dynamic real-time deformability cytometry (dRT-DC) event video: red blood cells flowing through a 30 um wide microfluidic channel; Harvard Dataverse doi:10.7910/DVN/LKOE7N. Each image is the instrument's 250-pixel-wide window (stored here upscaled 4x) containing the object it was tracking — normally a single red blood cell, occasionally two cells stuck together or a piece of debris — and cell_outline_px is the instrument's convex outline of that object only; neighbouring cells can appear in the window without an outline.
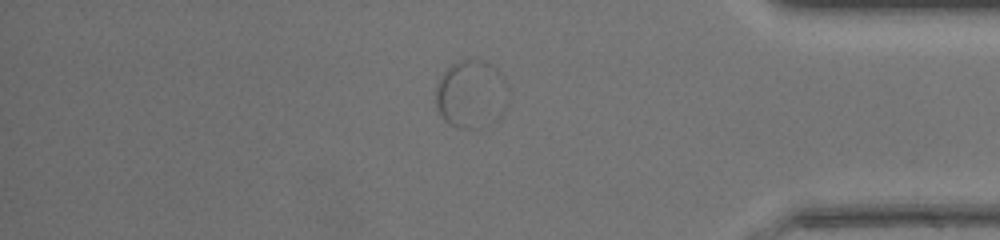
{"species": "common noctule bat (a hibernating species)", "species_latin": "Nyctalus noctula", "temperature_condition": "warm", "stored_images_in_passage": 50, "segment_of_instrument_passage": [2, 2], "camera_frame_rate_fps": 3000, "um_per_image_px": 0.085, "animal": {"sex": "female", "body_mass_g": 17.0, "forearm_length_mm": 48.0}, "frame": {"image": 1, "passage_image": 43, "time_ms": 14.0, "image_size_px": [1000, 240], "cell_outline_px": [[508, 100], [500, 116], [496, 120], [484, 128], [456, 128], [448, 124], [444, 120], [436, 108], [436, 84], [440, 76], [452, 64], [460, 60], [484, 60], [496, 68], [504, 76], [508, 84]], "centroid_in_image_um": [40.06, 8.02], "position_along_channel_um": 395.1, "area_um2": 29.3}}
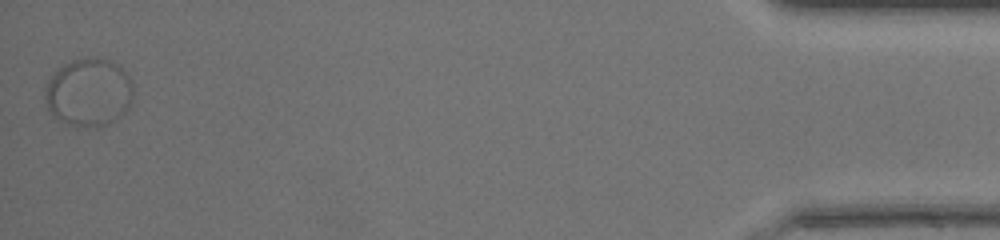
{"frame": {"image": 2, "passage_image": 50, "time_ms": 16.333, "image_size_px": [1000, 240], "cell_outline_px": [[132, 104], [120, 116], [108, 124], [88, 128], [76, 128], [52, 116], [44, 104], [44, 92], [48, 80], [64, 64], [72, 60], [88, 56], [92, 56], [112, 60], [128, 76], [132, 84]], "centroid_in_image_um": [7.52, 7.87], "position_along_channel_um": 427.7, "area_um2": 35.49}}